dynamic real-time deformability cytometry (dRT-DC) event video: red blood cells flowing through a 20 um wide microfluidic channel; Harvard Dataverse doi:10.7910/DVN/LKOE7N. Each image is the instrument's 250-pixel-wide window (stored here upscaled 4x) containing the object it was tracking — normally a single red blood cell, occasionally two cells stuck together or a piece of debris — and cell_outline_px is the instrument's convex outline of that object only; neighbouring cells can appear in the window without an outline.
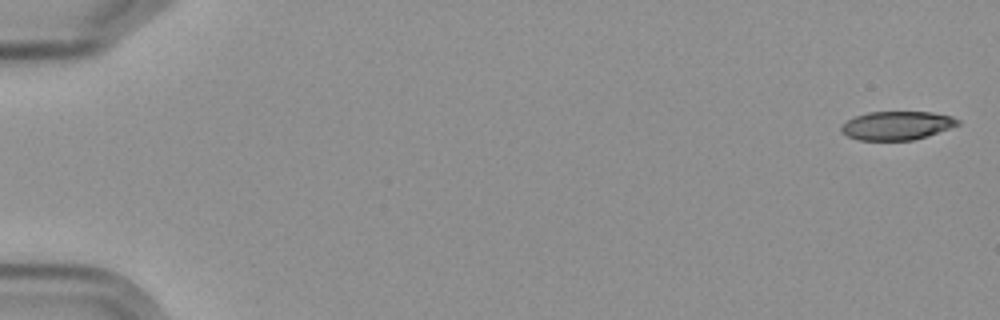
{"species": "Egyptian fruit bat (a non-hibernating species)", "species_latin": "Rousettus aegyptiacus", "temperature_condition": "cold", "stored_images_in_passage": 5, "camera_frame_rate_fps": 3000, "um_per_image_px": 0.085, "frame": {"image": 1, "passage_image": 1, "time_ms": 0.0, "image_size_px": [1000, 320], "cell_outline_px": [[960, 124], [912, 140], [860, 140], [848, 136], [840, 132], [840, 128], [848, 120], [856, 116], [868, 112], [932, 112], [952, 116], [960, 120]], "centroid_in_image_um": [76.22, 10.66], "position_along_channel_um": 8.8, "area_um2": 19.13}}
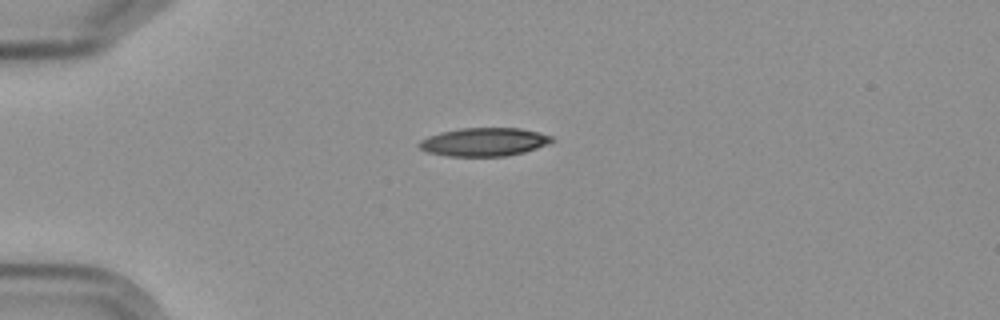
{"frame": {"image": 2, "passage_image": 5, "time_ms": 4.667, "image_size_px": [1000, 320], "cell_outline_px": [[556, 140], [548, 144], [524, 152], [504, 156], [448, 156], [428, 152], [420, 148], [416, 144], [420, 140], [428, 136], [440, 132], [460, 128], [520, 128], [552, 136]], "centroid_in_image_um": [41.13, 12.06], "position_along_channel_um": 43.9, "area_um2": 21.91}}